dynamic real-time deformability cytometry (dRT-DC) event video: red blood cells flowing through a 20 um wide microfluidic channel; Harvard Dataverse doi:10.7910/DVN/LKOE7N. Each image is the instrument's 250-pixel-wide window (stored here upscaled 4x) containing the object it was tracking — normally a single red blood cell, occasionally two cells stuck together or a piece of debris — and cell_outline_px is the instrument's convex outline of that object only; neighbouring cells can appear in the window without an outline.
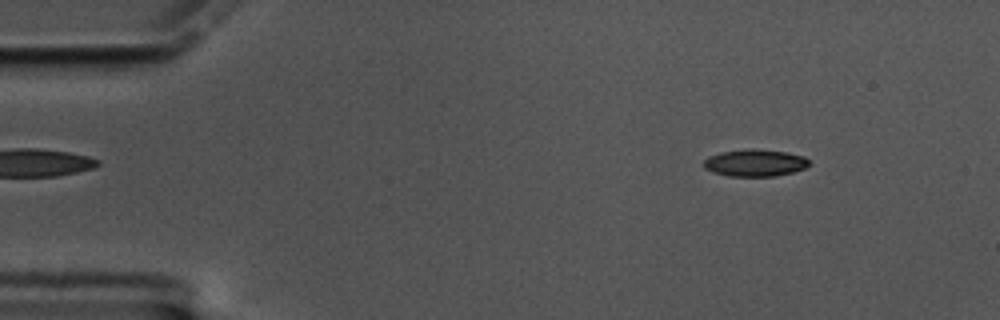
{"species": "common noctule bat (a hibernating species)", "species_latin": "Nyctalus noctula", "temperature_condition": "cold", "stored_images_in_passage": 59, "camera_frame_rate_fps": 3000, "um_per_image_px": 0.085, "animal": {"sex": "male", "body_mass_g": 17.5, "forearm_length_mm": 52.3}, "frame": {"image": 1, "passage_image": 7, "time_ms": 2.0, "image_size_px": [1000, 320], "cell_outline_px": [[808, 164], [804, 168], [792, 172], [776, 176], [728, 176], [712, 172], [704, 168], [704, 160], [708, 156], [720, 152], [744, 148], [752, 148], [788, 152], [804, 156], [808, 160]], "centroid_in_image_um": [64.13, 13.83], "position_along_channel_um": 20.9, "area_um2": 16.76}}
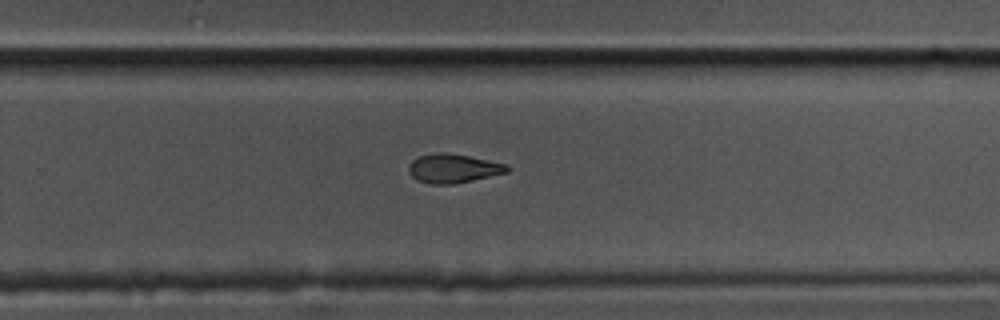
{"frame": {"image": 2, "passage_image": 38, "time_ms": 12.333, "image_size_px": [1000, 320], "cell_outline_px": [[512, 168], [508, 172], [472, 180], [452, 184], [432, 184], [420, 180], [412, 176], [408, 172], [408, 164], [412, 160], [420, 156], [436, 152], [444, 152], [468, 156], [508, 164]], "centroid_in_image_um": [38.54, 14.3], "position_along_channel_um": 291.3, "area_um2": 16.53}}
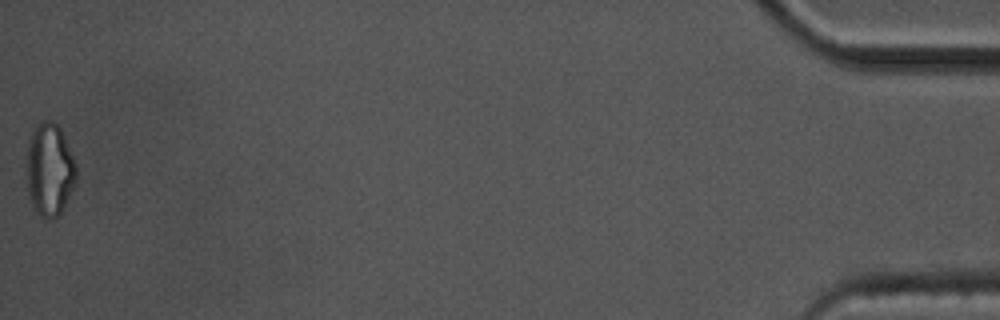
{"frame": {"image": 3, "passage_image": 59, "time_ms": 19.333, "image_size_px": [1000, 320], "cell_outline_px": [[76, 184], [60, 212], [52, 220], [48, 220], [40, 216], [32, 208], [28, 196], [24, 164], [24, 160], [28, 140], [32, 132], [40, 120], [52, 120], [60, 128], [64, 136], [76, 164]], "centroid_in_image_um": [4.16, 14.42], "position_along_channel_um": 431.0, "area_um2": 27.69}, "authors_computed_cell_mechanics": {"area_um2": 16.9354, "velocity_mm_per_s": 3.393, "shape_relaxation_time_tau1_ms": 6.2156, "shape_relaxation_time_tau2_ms": 10.9511, "deformation_change_tau1": 0.1503, "deformation_change_tau2": 0.1902}}